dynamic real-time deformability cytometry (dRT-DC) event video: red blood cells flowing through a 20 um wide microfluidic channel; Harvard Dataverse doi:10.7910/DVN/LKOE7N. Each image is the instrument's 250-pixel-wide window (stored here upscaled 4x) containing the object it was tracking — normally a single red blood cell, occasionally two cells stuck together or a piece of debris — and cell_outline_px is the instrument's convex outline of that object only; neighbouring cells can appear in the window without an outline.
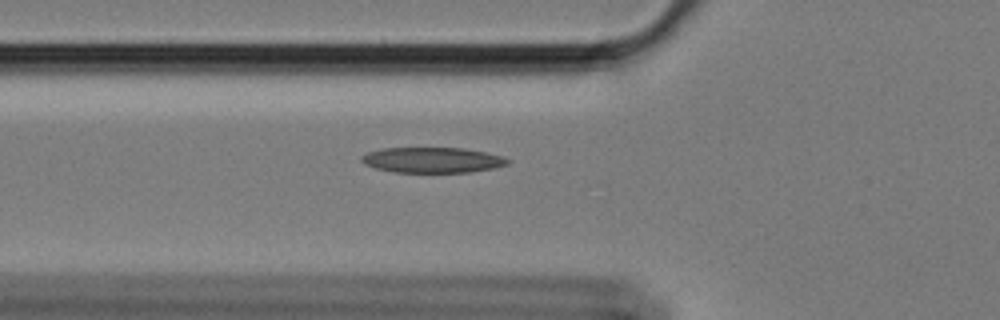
{"species": "Egyptian fruit bat (a non-hibernating species)", "species_latin": "Rousettus aegyptiacus", "temperature_condition": "cold", "stored_images_in_passage": 16, "camera_frame_rate_fps": 3000, "um_per_image_px": 0.085, "animal": {"sex": "female"}, "frame": {"image": 1, "passage_image": 2, "time_ms": 0.333, "image_size_px": [1000, 320], "cell_outline_px": [[512, 160], [508, 164], [492, 168], [472, 172], [396, 172], [376, 168], [364, 164], [360, 160], [360, 156], [368, 152], [380, 148], [464, 148], [484, 152], [500, 156]], "centroid_in_image_um": [36.72, 13.6], "position_along_channel_um": 89.1, "area_um2": 21.62}}
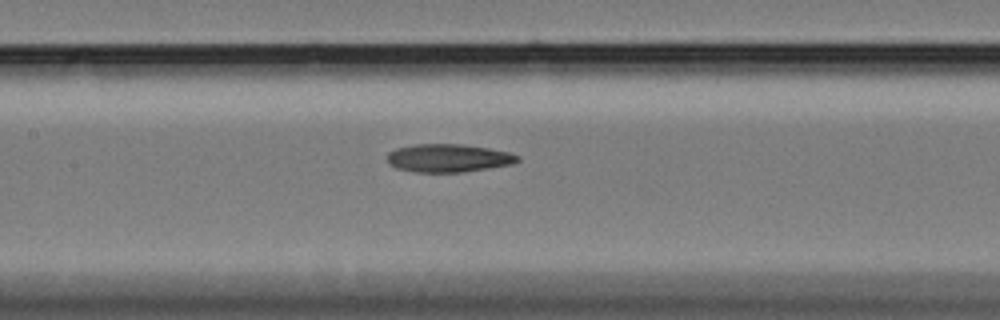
{"frame": {"image": 2, "passage_image": 9, "time_ms": 2.667, "image_size_px": [1000, 320], "cell_outline_px": [[520, 160], [512, 164], [488, 168], [460, 172], [416, 172], [396, 168], [388, 164], [388, 152], [396, 148], [416, 144], [464, 144], [488, 148], [508, 152], [520, 156]], "centroid_in_image_um": [38.1, 13.43], "position_along_channel_um": 169.3, "area_um2": 21.33}}
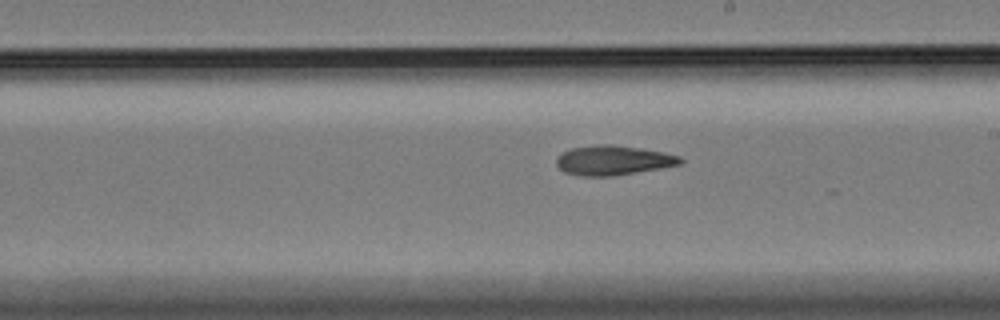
{"frame": {"image": 3, "passage_image": 15, "time_ms": 4.667, "image_size_px": [1000, 320], "cell_outline_px": [[684, 160], [680, 164], [612, 176], [580, 176], [564, 172], [556, 164], [556, 156], [572, 148], [596, 144], [612, 144], [640, 148], [664, 152], [680, 156]], "centroid_in_image_um": [52.09, 13.61], "position_along_channel_um": 236.9, "area_um2": 21.27}}